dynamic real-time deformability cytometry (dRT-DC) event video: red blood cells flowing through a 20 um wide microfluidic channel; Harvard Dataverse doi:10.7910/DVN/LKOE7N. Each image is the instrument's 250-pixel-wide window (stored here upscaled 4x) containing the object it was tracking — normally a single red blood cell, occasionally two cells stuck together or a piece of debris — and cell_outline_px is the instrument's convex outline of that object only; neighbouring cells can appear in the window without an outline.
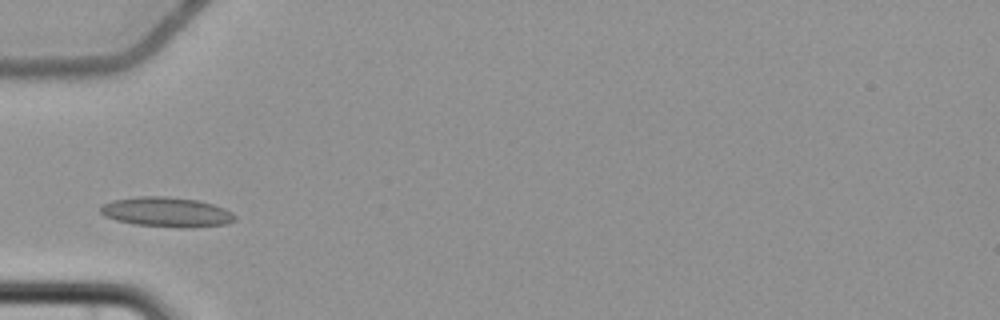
{"species": "common noctule bat (a hibernating species)", "species_latin": "Nyctalus noctula", "temperature_condition": "cold", "stored_images_in_passage": 3, "camera_frame_rate_fps": 3000, "um_per_image_px": 0.085, "animal": {"sex": "female", "body_mass_g": 22.7, "forearm_length_mm": 54.2}, "frame": {"image": 1, "passage_image": 3, "time_ms": 2.333, "image_size_px": [1000, 320], "cell_outline_px": [[236, 220], [224, 224], [136, 224], [116, 220], [104, 216], [100, 212], [100, 204], [112, 200], [136, 196], [168, 196], [196, 200], [212, 204], [224, 208], [232, 212], [236, 216]], "centroid_in_image_um": [14.05, 17.94], "position_along_channel_um": 70.9, "area_um2": 22.08}}